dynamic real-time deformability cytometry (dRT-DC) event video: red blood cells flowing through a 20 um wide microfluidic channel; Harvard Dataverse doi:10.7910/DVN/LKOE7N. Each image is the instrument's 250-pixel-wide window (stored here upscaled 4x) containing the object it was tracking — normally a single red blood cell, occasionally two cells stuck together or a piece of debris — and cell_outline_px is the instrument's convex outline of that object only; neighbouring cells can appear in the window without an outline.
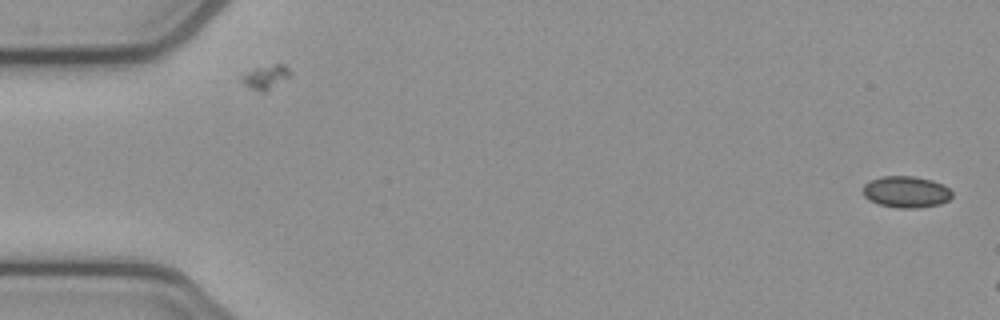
{"species": "common noctule bat (a hibernating species)", "species_latin": "Nyctalus noctula", "temperature_condition": "cold", "stored_images_in_passage": 7, "camera_frame_rate_fps": 3000, "um_per_image_px": 0.085, "animal": {"sex": "female", "body_mass_g": 21.9}, "frame": {"image": 1, "passage_image": 1, "time_ms": 0.0, "image_size_px": [1000, 320], "cell_outline_px": [[952, 196], [948, 200], [940, 204], [916, 208], [900, 208], [880, 204], [864, 196], [864, 184], [868, 180], [880, 176], [912, 176], [932, 180], [944, 184], [952, 192]], "centroid_in_image_um": [77.03, 16.29], "position_along_channel_um": 8.0, "area_um2": 16.3}}